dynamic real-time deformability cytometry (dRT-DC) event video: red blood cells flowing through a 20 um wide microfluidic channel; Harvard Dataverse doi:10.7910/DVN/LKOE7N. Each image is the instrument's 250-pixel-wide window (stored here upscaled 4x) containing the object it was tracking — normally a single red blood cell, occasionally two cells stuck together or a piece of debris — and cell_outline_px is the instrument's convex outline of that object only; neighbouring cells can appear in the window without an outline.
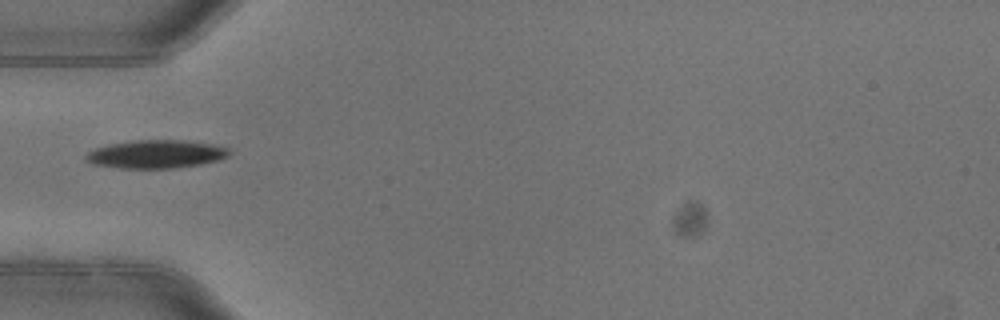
{"species": "common noctule bat (a hibernating species)", "species_latin": "Nyctalus noctula", "temperature_condition": "warm", "stored_images_in_passage": 3, "camera_frame_rate_fps": 3000, "um_per_image_px": 0.085, "animal": {"sex": "female"}, "frame": {"image": 1, "passage_image": 3, "time_ms": 0.667, "image_size_px": [1000, 320], "cell_outline_px": [[232, 152], [228, 156], [220, 160], [200, 164], [176, 168], [120, 168], [92, 164], [84, 160], [84, 156], [88, 152], [96, 148], [108, 144], [136, 140], [184, 140], [216, 144], [228, 148]], "centroid_in_image_um": [13.28, 13.1], "position_along_channel_um": 71.7, "area_um2": 23.81}}